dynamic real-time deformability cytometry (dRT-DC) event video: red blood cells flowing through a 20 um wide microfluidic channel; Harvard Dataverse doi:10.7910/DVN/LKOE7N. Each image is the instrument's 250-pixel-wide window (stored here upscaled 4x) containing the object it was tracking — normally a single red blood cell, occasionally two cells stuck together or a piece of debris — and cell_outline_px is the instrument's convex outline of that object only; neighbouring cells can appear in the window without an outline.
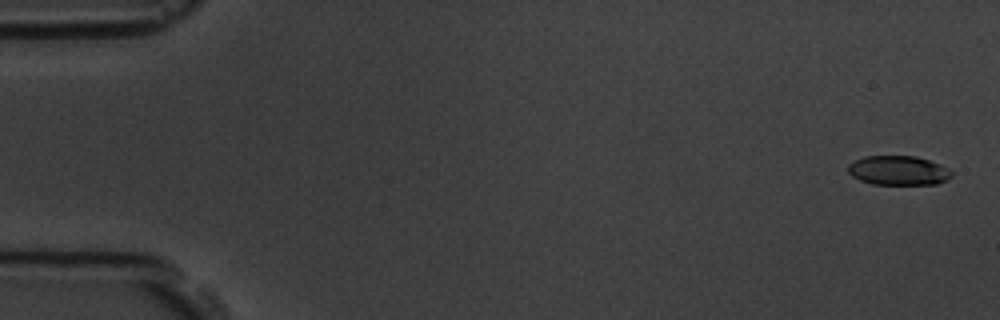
{"species": "common noctule bat (a hibernating species)", "species_latin": "Nyctalus noctula", "temperature_condition": "room temperature", "stored_images_in_passage": 3, "camera_frame_rate_fps": 3000, "um_per_image_px": 0.085, "animal": {"sex": "male", "body_mass_g": 19.5, "forearm_length_mm": 54.6}, "frame": {"image": 1, "passage_image": 1, "time_ms": 0.0, "image_size_px": [1000, 320], "cell_outline_px": [[952, 176], [948, 180], [936, 184], [872, 184], [860, 180], [852, 176], [848, 172], [848, 164], [864, 156], [916, 156], [940, 164], [948, 168], [952, 172]], "centroid_in_image_um": [76.37, 14.49], "position_along_channel_um": 8.6, "area_um2": 17.74}}